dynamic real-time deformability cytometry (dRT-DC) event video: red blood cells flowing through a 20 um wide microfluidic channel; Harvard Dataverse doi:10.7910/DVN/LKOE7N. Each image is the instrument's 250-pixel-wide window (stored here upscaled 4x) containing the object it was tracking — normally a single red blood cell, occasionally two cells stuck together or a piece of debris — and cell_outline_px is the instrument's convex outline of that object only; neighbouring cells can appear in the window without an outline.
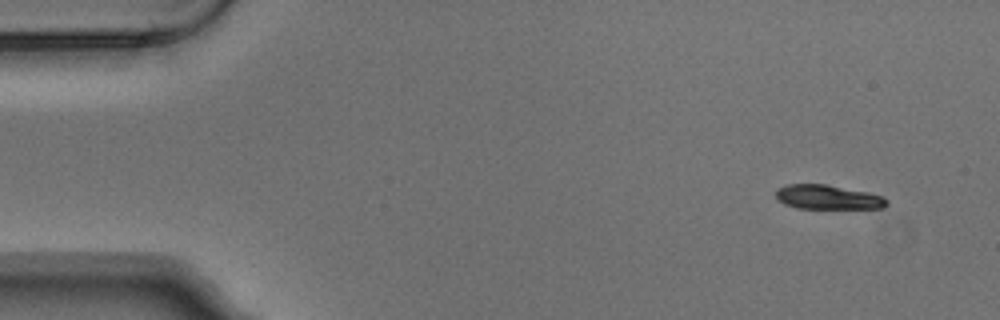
{"species": "Egyptian fruit bat (a non-hibernating species)", "species_latin": "Rousettus aegyptiacus", "temperature_condition": "warm", "stored_images_in_passage": 4, "camera_frame_rate_fps": 3000, "um_per_image_px": 0.085, "animal": {"sex": "male"}, "frame": {"image": 1, "passage_image": 1, "time_ms": 0.0, "image_size_px": [1000, 320], "cell_outline_px": [[888, 204], [884, 208], [796, 208], [784, 204], [776, 200], [776, 188], [788, 184], [824, 184], [868, 192], [884, 196], [888, 200]], "centroid_in_image_um": [70.35, 16.76], "position_along_channel_um": 14.6, "area_um2": 15.84}}